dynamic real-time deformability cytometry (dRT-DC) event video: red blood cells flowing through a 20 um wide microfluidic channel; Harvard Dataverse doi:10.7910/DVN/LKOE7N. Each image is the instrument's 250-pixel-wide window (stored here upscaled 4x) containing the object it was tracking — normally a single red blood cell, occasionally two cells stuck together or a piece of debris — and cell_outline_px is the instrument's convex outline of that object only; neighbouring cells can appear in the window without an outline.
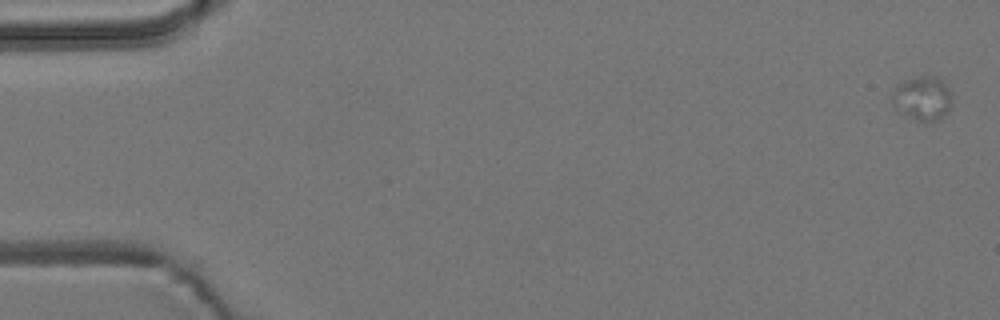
{"species": "common noctule bat (a hibernating species)", "species_latin": "Nyctalus noctula", "temperature_condition": "room temperature", "stored_images_in_passage": 5, "camera_frame_rate_fps": 3000, "um_per_image_px": 0.085, "animal": {"sex": "male", "body_mass_g": 19.2, "forearm_length_mm": 51.8}, "frame": {"image": 1, "passage_image": 1, "time_ms": 0.0, "image_size_px": [1000, 320], "cell_outline_px": [[952, 104], [948, 112], [940, 120], [924, 124], [900, 112], [892, 104], [892, 92], [896, 84], [920, 76], [936, 76], [952, 92]], "centroid_in_image_um": [78.43, 8.4], "position_along_channel_um": 6.6, "area_um2": 15.72}}
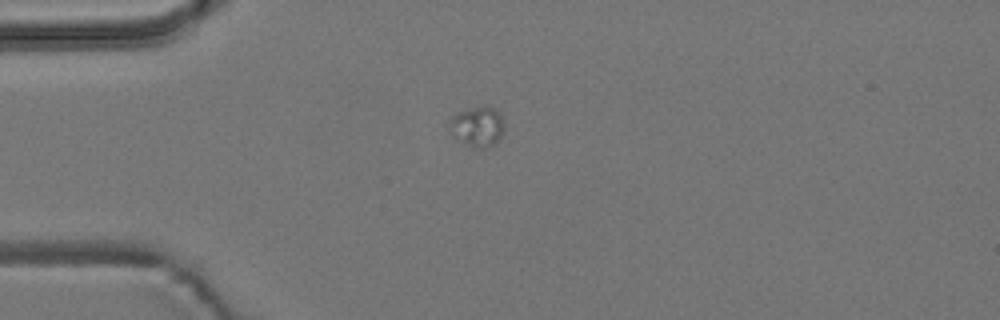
{"frame": {"image": 2, "passage_image": 5, "time_ms": 4.667, "image_size_px": [1000, 320], "cell_outline_px": [[504, 128], [500, 136], [492, 144], [484, 148], [476, 148], [464, 140], [448, 124], [448, 120], [456, 112], [484, 104], [496, 108], [504, 124]], "centroid_in_image_um": [40.63, 10.66], "position_along_channel_um": 44.4, "area_um2": 12.2}}